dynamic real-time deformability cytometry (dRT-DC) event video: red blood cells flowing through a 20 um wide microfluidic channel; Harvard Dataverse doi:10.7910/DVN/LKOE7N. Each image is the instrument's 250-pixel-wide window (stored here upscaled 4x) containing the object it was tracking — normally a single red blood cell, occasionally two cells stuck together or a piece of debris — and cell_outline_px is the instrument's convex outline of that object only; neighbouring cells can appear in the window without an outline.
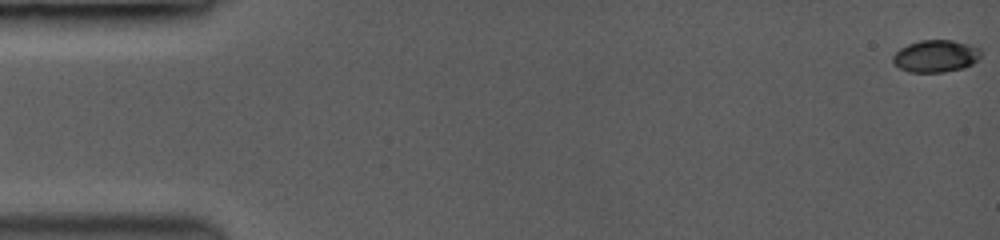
{"species": "common noctule bat (a hibernating species)", "species_latin": "Nyctalus noctula", "temperature_condition": "room temperature", "stored_images_in_passage": 8, "camera_frame_rate_fps": 3500, "um_per_image_px": 0.085, "animal": {"sex": "female", "body_mass_g": 19.0, "forearm_length_mm": 53.3}, "frame": {"image": 1, "passage_image": 1, "time_ms": 0.0, "image_size_px": [1000, 240], "cell_outline_px": [[980, 56], [972, 64], [964, 68], [944, 72], [908, 72], [900, 68], [892, 60], [892, 56], [900, 48], [908, 44], [920, 40], [952, 40], [976, 48], [980, 52]], "centroid_in_image_um": [79.49, 4.78], "position_along_channel_um": 5.5, "area_um2": 16.24}}
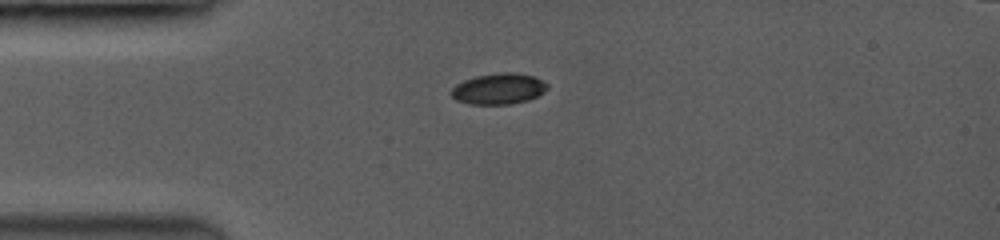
{"frame": {"image": 2, "passage_image": 5, "time_ms": 4.286, "image_size_px": [1000, 240], "cell_outline_px": [[548, 88], [544, 92], [528, 100], [508, 104], [472, 104], [456, 100], [452, 96], [452, 88], [456, 84], [464, 80], [476, 76], [508, 72], [532, 76], [548, 84]], "centroid_in_image_um": [42.38, 7.56], "position_along_channel_um": 42.6, "area_um2": 16.94}}
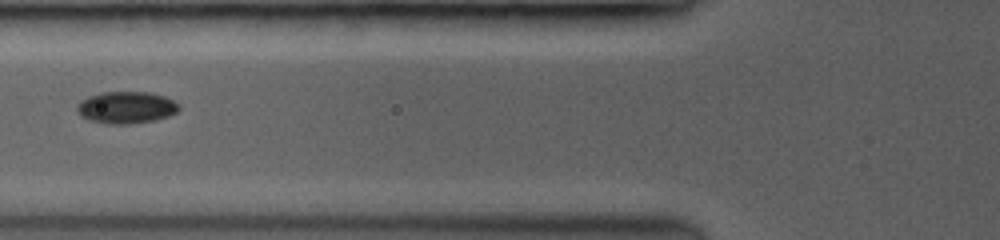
{"frame": {"image": 3, "passage_image": 7, "time_ms": 6.571, "image_size_px": [1000, 240], "cell_outline_px": [[180, 108], [176, 112], [168, 116], [156, 120], [128, 124], [108, 124], [92, 120], [80, 116], [76, 108], [88, 96], [104, 92], [148, 92], [164, 96], [172, 100]], "centroid_in_image_um": [10.74, 9.14], "position_along_channel_um": 115.1, "area_um2": 18.67}}